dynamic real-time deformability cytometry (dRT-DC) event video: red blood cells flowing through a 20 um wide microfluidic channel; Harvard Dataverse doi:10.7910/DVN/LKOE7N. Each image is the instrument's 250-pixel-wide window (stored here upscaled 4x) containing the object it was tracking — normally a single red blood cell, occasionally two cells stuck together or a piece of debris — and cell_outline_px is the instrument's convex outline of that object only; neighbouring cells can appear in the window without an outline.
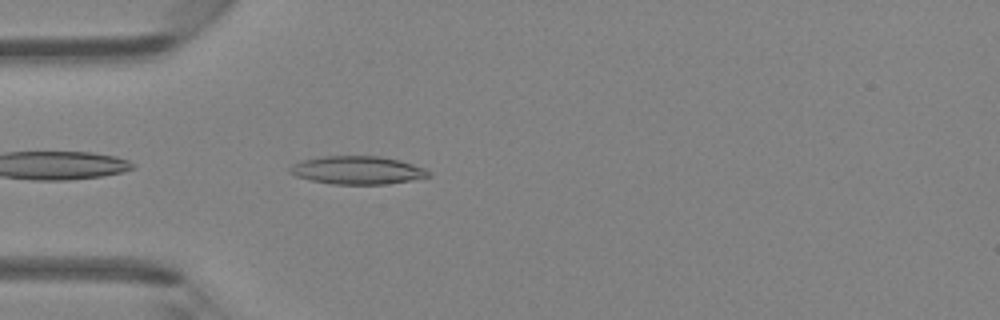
{"species": "Egyptian fruit bat (a non-hibernating species)", "species_latin": "Rousettus aegyptiacus", "temperature_condition": "room temperature", "stored_images_in_passage": 31, "camera_frame_rate_fps": 3000, "um_per_image_px": 0.085, "animal": {"sex": "female"}, "frame": {"image": 1, "passage_image": 2, "time_ms": 0.333, "image_size_px": [1000, 320], "cell_outline_px": [[432, 176], [388, 184], [332, 184], [312, 180], [296, 176], [288, 172], [288, 168], [292, 164], [304, 160], [324, 156], [380, 156], [400, 160], [424, 168], [432, 172]], "centroid_in_image_um": [30.4, 14.46], "position_along_channel_um": 54.6, "area_um2": 22.72}}
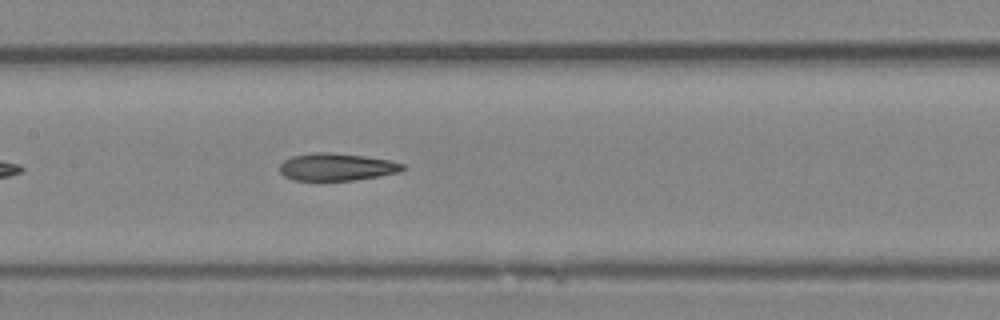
{"frame": {"image": 2, "passage_image": 11, "time_ms": 3.333, "image_size_px": [1000, 320], "cell_outline_px": [[408, 168], [400, 172], [352, 180], [292, 180], [284, 176], [280, 172], [280, 164], [284, 160], [292, 156], [312, 152], [328, 152], [364, 156], [388, 160], [404, 164]], "centroid_in_image_um": [28.6, 14.18], "position_along_channel_um": 178.8, "area_um2": 19.59}}
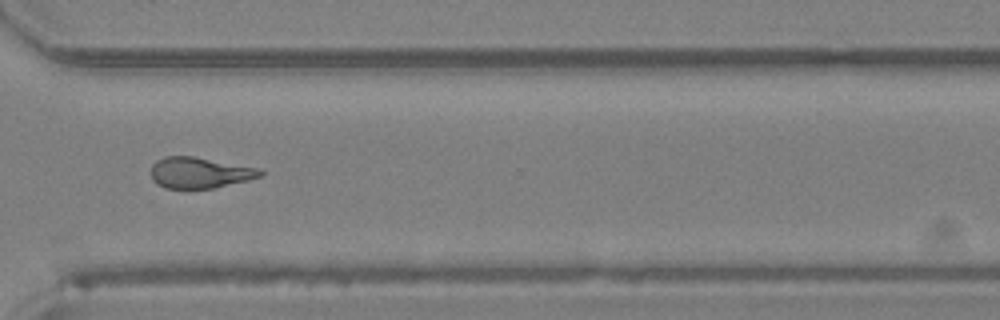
{"frame": {"image": 3, "passage_image": 23, "time_ms": 7.333, "image_size_px": [1000, 320], "cell_outline_px": [[264, 176], [248, 180], [212, 188], [164, 188], [156, 184], [152, 180], [152, 164], [156, 160], [164, 156], [192, 156], [260, 168], [264, 172]], "centroid_in_image_um": [16.98, 14.67], "position_along_channel_um": 353.6, "area_um2": 19.77}, "authors_computed_cell_mechanics": {"area_um2": 20.23, "velocity_mm_per_s": 4.3739, "shape_relaxation_time_tau1_ms": null, "shape_relaxation_time_tau2_ms": 3.2403, "deformation_change_tau1": null, "deformation_change_tau2": 0.1428}}